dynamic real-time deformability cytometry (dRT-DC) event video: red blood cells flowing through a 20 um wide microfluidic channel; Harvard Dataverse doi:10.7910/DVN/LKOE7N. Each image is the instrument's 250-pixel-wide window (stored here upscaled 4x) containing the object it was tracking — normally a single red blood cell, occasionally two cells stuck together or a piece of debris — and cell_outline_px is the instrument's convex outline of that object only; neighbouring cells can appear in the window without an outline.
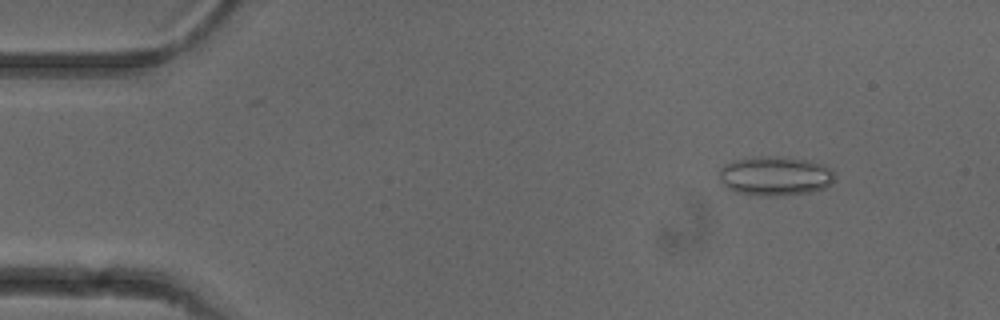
{"species": "common noctule bat (a hibernating species)", "species_latin": "Nyctalus noctula", "temperature_condition": "cold", "stored_images_in_passage": 52, "camera_frame_rate_fps": 3000, "um_per_image_px": 0.085, "animal": {"sex": "female"}, "frame": {"image": 1, "passage_image": 6, "time_ms": 1.667, "image_size_px": [1000, 320], "cell_outline_px": [[836, 176], [824, 188], [812, 192], [780, 196], [764, 196], [736, 192], [724, 188], [720, 180], [720, 168], [724, 164], [732, 160], [756, 156], [776, 156], [808, 160], [824, 164], [832, 168]], "centroid_in_image_um": [65.87, 14.95], "position_along_channel_um": 19.1, "area_um2": 26.88}}
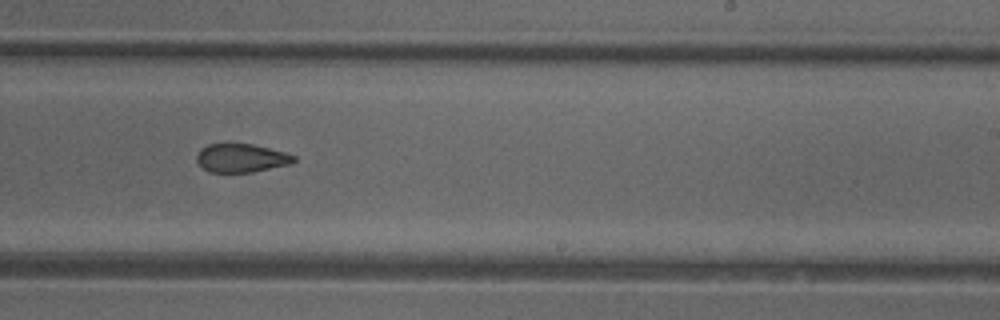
{"frame": {"image": 2, "passage_image": 32, "time_ms": 10.333, "image_size_px": [1000, 320], "cell_outline_px": [[296, 160], [292, 164], [252, 172], [208, 172], [196, 160], [196, 156], [200, 148], [208, 144], [252, 144], [284, 152], [296, 156]], "centroid_in_image_um": [20.51, 13.44], "position_along_channel_um": 268.5, "area_um2": 16.13}}
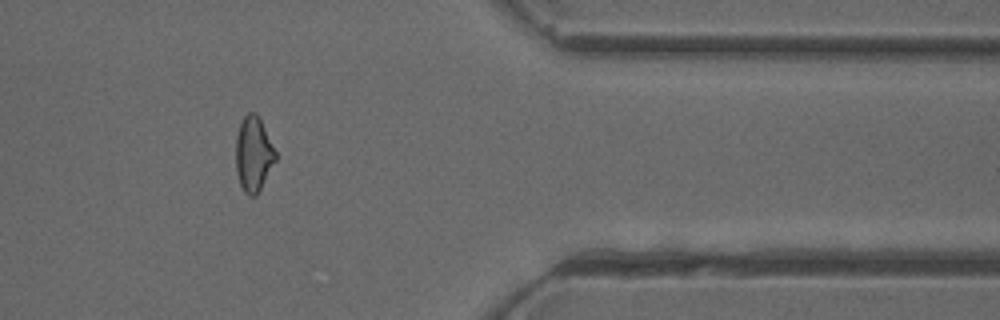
{"frame": {"image": 3, "passage_image": 43, "time_ms": 14.0, "image_size_px": [1000, 320], "cell_outline_px": [[276, 160], [256, 196], [248, 196], [244, 192], [240, 184], [236, 172], [236, 136], [240, 124], [244, 116], [248, 112], [256, 112], [276, 152]], "centroid_in_image_um": [21.53, 13.11], "position_along_channel_um": 389.9, "area_um2": 17.17}, "authors_computed_cell_mechanics": {"area_um2": 18.0047, "velocity_mm_per_s": 3.9147, "shape_relaxation_time_tau1_ms": null, "shape_relaxation_time_tau2_ms": 3.0747, "deformation_change_tau1": null, "deformation_change_tau2": 0.0788}}